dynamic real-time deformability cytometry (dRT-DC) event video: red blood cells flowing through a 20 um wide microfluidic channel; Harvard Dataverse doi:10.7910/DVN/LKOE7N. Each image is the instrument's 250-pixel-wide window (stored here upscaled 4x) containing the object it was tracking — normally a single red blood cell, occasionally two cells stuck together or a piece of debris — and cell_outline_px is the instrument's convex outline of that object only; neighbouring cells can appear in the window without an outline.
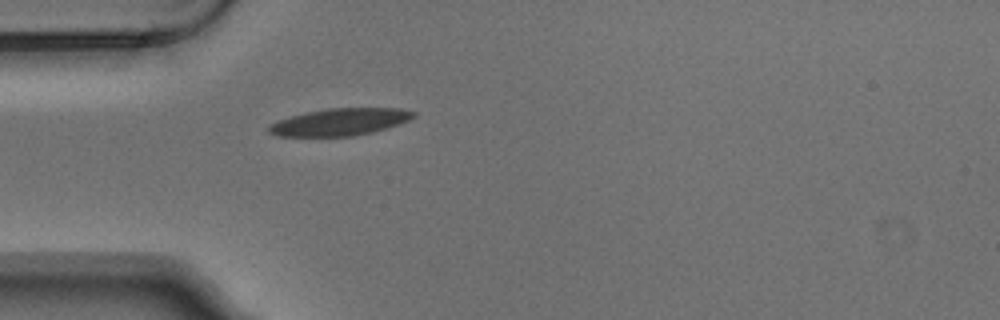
{"species": "Egyptian fruit bat (a non-hibernating species)", "species_latin": "Rousettus aegyptiacus", "temperature_condition": "warm", "stored_images_in_passage": 1, "camera_frame_rate_fps": 3000, "um_per_image_px": 0.085, "animal": {"sex": "male"}, "frame": {"image": 1, "passage_image": 1, "time_ms": 0.0, "image_size_px": [1000, 320], "cell_outline_px": [[416, 116], [408, 120], [388, 128], [372, 132], [352, 136], [280, 136], [268, 132], [268, 124], [276, 120], [304, 112], [328, 108], [400, 108], [416, 112]], "centroid_in_image_um": [28.87, 10.36], "position_along_channel_um": 56.1, "area_um2": 23.0}}